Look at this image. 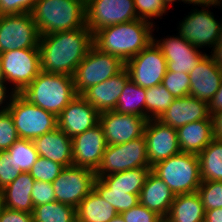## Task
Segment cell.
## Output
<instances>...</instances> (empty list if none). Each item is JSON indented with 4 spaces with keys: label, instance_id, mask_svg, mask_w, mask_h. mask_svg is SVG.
<instances>
[{
    "label": "cell",
    "instance_id": "cell-1",
    "mask_svg": "<svg viewBox=\"0 0 222 222\" xmlns=\"http://www.w3.org/2000/svg\"><path fill=\"white\" fill-rule=\"evenodd\" d=\"M93 45V34L86 27L41 35V71L74 76L77 66Z\"/></svg>",
    "mask_w": 222,
    "mask_h": 222
},
{
    "label": "cell",
    "instance_id": "cell-2",
    "mask_svg": "<svg viewBox=\"0 0 222 222\" xmlns=\"http://www.w3.org/2000/svg\"><path fill=\"white\" fill-rule=\"evenodd\" d=\"M154 26L143 19L110 25L93 34V45L126 62L153 42Z\"/></svg>",
    "mask_w": 222,
    "mask_h": 222
},
{
    "label": "cell",
    "instance_id": "cell-3",
    "mask_svg": "<svg viewBox=\"0 0 222 222\" xmlns=\"http://www.w3.org/2000/svg\"><path fill=\"white\" fill-rule=\"evenodd\" d=\"M31 15L40 35L86 26L83 0H38Z\"/></svg>",
    "mask_w": 222,
    "mask_h": 222
},
{
    "label": "cell",
    "instance_id": "cell-4",
    "mask_svg": "<svg viewBox=\"0 0 222 222\" xmlns=\"http://www.w3.org/2000/svg\"><path fill=\"white\" fill-rule=\"evenodd\" d=\"M21 94L31 103L56 116L77 96L72 76L43 71Z\"/></svg>",
    "mask_w": 222,
    "mask_h": 222
},
{
    "label": "cell",
    "instance_id": "cell-5",
    "mask_svg": "<svg viewBox=\"0 0 222 222\" xmlns=\"http://www.w3.org/2000/svg\"><path fill=\"white\" fill-rule=\"evenodd\" d=\"M174 195L194 193L201 185L197 154L180 152L157 162L151 169Z\"/></svg>",
    "mask_w": 222,
    "mask_h": 222
},
{
    "label": "cell",
    "instance_id": "cell-6",
    "mask_svg": "<svg viewBox=\"0 0 222 222\" xmlns=\"http://www.w3.org/2000/svg\"><path fill=\"white\" fill-rule=\"evenodd\" d=\"M7 111L21 139L33 140L58 127L55 114L31 103L21 93L15 94Z\"/></svg>",
    "mask_w": 222,
    "mask_h": 222
},
{
    "label": "cell",
    "instance_id": "cell-7",
    "mask_svg": "<svg viewBox=\"0 0 222 222\" xmlns=\"http://www.w3.org/2000/svg\"><path fill=\"white\" fill-rule=\"evenodd\" d=\"M211 6V7H210ZM218 5H201L192 8L188 15L178 21V35L183 37L194 47L205 49L209 47L211 52L219 41L222 18L217 20L216 15L211 11L212 7L217 8ZM210 9V10H209ZM220 20V21H219Z\"/></svg>",
    "mask_w": 222,
    "mask_h": 222
},
{
    "label": "cell",
    "instance_id": "cell-8",
    "mask_svg": "<svg viewBox=\"0 0 222 222\" xmlns=\"http://www.w3.org/2000/svg\"><path fill=\"white\" fill-rule=\"evenodd\" d=\"M124 68L125 62L121 58L92 45L73 76L76 94L82 95L88 88L108 80Z\"/></svg>",
    "mask_w": 222,
    "mask_h": 222
},
{
    "label": "cell",
    "instance_id": "cell-9",
    "mask_svg": "<svg viewBox=\"0 0 222 222\" xmlns=\"http://www.w3.org/2000/svg\"><path fill=\"white\" fill-rule=\"evenodd\" d=\"M138 167H151L148 162L145 137L127 143L107 145L102 161L95 171L96 178L108 174L124 172Z\"/></svg>",
    "mask_w": 222,
    "mask_h": 222
},
{
    "label": "cell",
    "instance_id": "cell-10",
    "mask_svg": "<svg viewBox=\"0 0 222 222\" xmlns=\"http://www.w3.org/2000/svg\"><path fill=\"white\" fill-rule=\"evenodd\" d=\"M5 81L21 93L41 72L40 49H16L0 54Z\"/></svg>",
    "mask_w": 222,
    "mask_h": 222
},
{
    "label": "cell",
    "instance_id": "cell-11",
    "mask_svg": "<svg viewBox=\"0 0 222 222\" xmlns=\"http://www.w3.org/2000/svg\"><path fill=\"white\" fill-rule=\"evenodd\" d=\"M40 33L31 13L0 15V54L39 49Z\"/></svg>",
    "mask_w": 222,
    "mask_h": 222
},
{
    "label": "cell",
    "instance_id": "cell-12",
    "mask_svg": "<svg viewBox=\"0 0 222 222\" xmlns=\"http://www.w3.org/2000/svg\"><path fill=\"white\" fill-rule=\"evenodd\" d=\"M96 173L87 167H64L52 182L56 201L70 205L75 209L79 203L94 189Z\"/></svg>",
    "mask_w": 222,
    "mask_h": 222
},
{
    "label": "cell",
    "instance_id": "cell-13",
    "mask_svg": "<svg viewBox=\"0 0 222 222\" xmlns=\"http://www.w3.org/2000/svg\"><path fill=\"white\" fill-rule=\"evenodd\" d=\"M130 80L144 89L162 83L167 61L154 42L125 62Z\"/></svg>",
    "mask_w": 222,
    "mask_h": 222
},
{
    "label": "cell",
    "instance_id": "cell-14",
    "mask_svg": "<svg viewBox=\"0 0 222 222\" xmlns=\"http://www.w3.org/2000/svg\"><path fill=\"white\" fill-rule=\"evenodd\" d=\"M86 27L94 34L101 28L138 19L134 0H88Z\"/></svg>",
    "mask_w": 222,
    "mask_h": 222
},
{
    "label": "cell",
    "instance_id": "cell-15",
    "mask_svg": "<svg viewBox=\"0 0 222 222\" xmlns=\"http://www.w3.org/2000/svg\"><path fill=\"white\" fill-rule=\"evenodd\" d=\"M157 29L159 31V25L154 26L153 42L161 50L167 61V71L190 73L207 54L206 51L204 52V50L194 47L178 34L164 36L163 38L160 37L159 39L154 34L155 30L158 32Z\"/></svg>",
    "mask_w": 222,
    "mask_h": 222
},
{
    "label": "cell",
    "instance_id": "cell-16",
    "mask_svg": "<svg viewBox=\"0 0 222 222\" xmlns=\"http://www.w3.org/2000/svg\"><path fill=\"white\" fill-rule=\"evenodd\" d=\"M147 121L142 116L119 113L115 110L102 112L99 116L107 145L127 143L144 136Z\"/></svg>",
    "mask_w": 222,
    "mask_h": 222
},
{
    "label": "cell",
    "instance_id": "cell-17",
    "mask_svg": "<svg viewBox=\"0 0 222 222\" xmlns=\"http://www.w3.org/2000/svg\"><path fill=\"white\" fill-rule=\"evenodd\" d=\"M147 157L152 167L157 162L180 153L177 130L158 119L148 120L144 129Z\"/></svg>",
    "mask_w": 222,
    "mask_h": 222
},
{
    "label": "cell",
    "instance_id": "cell-18",
    "mask_svg": "<svg viewBox=\"0 0 222 222\" xmlns=\"http://www.w3.org/2000/svg\"><path fill=\"white\" fill-rule=\"evenodd\" d=\"M72 140L73 165L96 171L102 161L107 143L100 123Z\"/></svg>",
    "mask_w": 222,
    "mask_h": 222
},
{
    "label": "cell",
    "instance_id": "cell-19",
    "mask_svg": "<svg viewBox=\"0 0 222 222\" xmlns=\"http://www.w3.org/2000/svg\"><path fill=\"white\" fill-rule=\"evenodd\" d=\"M100 113L77 95L57 116L58 128L73 138L99 123Z\"/></svg>",
    "mask_w": 222,
    "mask_h": 222
},
{
    "label": "cell",
    "instance_id": "cell-20",
    "mask_svg": "<svg viewBox=\"0 0 222 222\" xmlns=\"http://www.w3.org/2000/svg\"><path fill=\"white\" fill-rule=\"evenodd\" d=\"M189 77V95L209 103L222 82V68L215 63L211 54H206L189 73Z\"/></svg>",
    "mask_w": 222,
    "mask_h": 222
},
{
    "label": "cell",
    "instance_id": "cell-21",
    "mask_svg": "<svg viewBox=\"0 0 222 222\" xmlns=\"http://www.w3.org/2000/svg\"><path fill=\"white\" fill-rule=\"evenodd\" d=\"M130 80L126 68L118 74L88 88L81 96L99 113L113 111L124 86Z\"/></svg>",
    "mask_w": 222,
    "mask_h": 222
},
{
    "label": "cell",
    "instance_id": "cell-22",
    "mask_svg": "<svg viewBox=\"0 0 222 222\" xmlns=\"http://www.w3.org/2000/svg\"><path fill=\"white\" fill-rule=\"evenodd\" d=\"M212 119L208 103L191 95L175 98L165 113L158 119L174 129L198 120Z\"/></svg>",
    "mask_w": 222,
    "mask_h": 222
},
{
    "label": "cell",
    "instance_id": "cell-23",
    "mask_svg": "<svg viewBox=\"0 0 222 222\" xmlns=\"http://www.w3.org/2000/svg\"><path fill=\"white\" fill-rule=\"evenodd\" d=\"M40 157L52 160L63 167L73 165L72 140L58 127L32 140Z\"/></svg>",
    "mask_w": 222,
    "mask_h": 222
},
{
    "label": "cell",
    "instance_id": "cell-24",
    "mask_svg": "<svg viewBox=\"0 0 222 222\" xmlns=\"http://www.w3.org/2000/svg\"><path fill=\"white\" fill-rule=\"evenodd\" d=\"M174 198L171 189L151 170L139 195L140 204L165 219Z\"/></svg>",
    "mask_w": 222,
    "mask_h": 222
},
{
    "label": "cell",
    "instance_id": "cell-25",
    "mask_svg": "<svg viewBox=\"0 0 222 222\" xmlns=\"http://www.w3.org/2000/svg\"><path fill=\"white\" fill-rule=\"evenodd\" d=\"M181 152L199 154L213 140V121L203 119L176 129Z\"/></svg>",
    "mask_w": 222,
    "mask_h": 222
},
{
    "label": "cell",
    "instance_id": "cell-26",
    "mask_svg": "<svg viewBox=\"0 0 222 222\" xmlns=\"http://www.w3.org/2000/svg\"><path fill=\"white\" fill-rule=\"evenodd\" d=\"M34 181L29 172L21 173L12 183L0 190L2 206L32 214L34 205L31 193Z\"/></svg>",
    "mask_w": 222,
    "mask_h": 222
},
{
    "label": "cell",
    "instance_id": "cell-27",
    "mask_svg": "<svg viewBox=\"0 0 222 222\" xmlns=\"http://www.w3.org/2000/svg\"><path fill=\"white\" fill-rule=\"evenodd\" d=\"M205 209L198 192L175 195L164 222H204Z\"/></svg>",
    "mask_w": 222,
    "mask_h": 222
},
{
    "label": "cell",
    "instance_id": "cell-28",
    "mask_svg": "<svg viewBox=\"0 0 222 222\" xmlns=\"http://www.w3.org/2000/svg\"><path fill=\"white\" fill-rule=\"evenodd\" d=\"M114 207L93 189L76 208V217L82 222H109L117 215Z\"/></svg>",
    "mask_w": 222,
    "mask_h": 222
},
{
    "label": "cell",
    "instance_id": "cell-29",
    "mask_svg": "<svg viewBox=\"0 0 222 222\" xmlns=\"http://www.w3.org/2000/svg\"><path fill=\"white\" fill-rule=\"evenodd\" d=\"M198 159L201 181H222V141L213 139Z\"/></svg>",
    "mask_w": 222,
    "mask_h": 222
},
{
    "label": "cell",
    "instance_id": "cell-30",
    "mask_svg": "<svg viewBox=\"0 0 222 222\" xmlns=\"http://www.w3.org/2000/svg\"><path fill=\"white\" fill-rule=\"evenodd\" d=\"M152 167H138L124 172L108 174L99 178L108 188L129 190L130 194H140Z\"/></svg>",
    "mask_w": 222,
    "mask_h": 222
},
{
    "label": "cell",
    "instance_id": "cell-31",
    "mask_svg": "<svg viewBox=\"0 0 222 222\" xmlns=\"http://www.w3.org/2000/svg\"><path fill=\"white\" fill-rule=\"evenodd\" d=\"M146 89L129 80L119 96L116 112L145 118Z\"/></svg>",
    "mask_w": 222,
    "mask_h": 222
},
{
    "label": "cell",
    "instance_id": "cell-32",
    "mask_svg": "<svg viewBox=\"0 0 222 222\" xmlns=\"http://www.w3.org/2000/svg\"><path fill=\"white\" fill-rule=\"evenodd\" d=\"M94 190L106 202L110 203L118 214L128 211L140 203V194H130L129 190L108 188L99 178H96Z\"/></svg>",
    "mask_w": 222,
    "mask_h": 222
},
{
    "label": "cell",
    "instance_id": "cell-33",
    "mask_svg": "<svg viewBox=\"0 0 222 222\" xmlns=\"http://www.w3.org/2000/svg\"><path fill=\"white\" fill-rule=\"evenodd\" d=\"M33 222H72L76 209L70 205L53 201L35 206L32 212Z\"/></svg>",
    "mask_w": 222,
    "mask_h": 222
},
{
    "label": "cell",
    "instance_id": "cell-34",
    "mask_svg": "<svg viewBox=\"0 0 222 222\" xmlns=\"http://www.w3.org/2000/svg\"><path fill=\"white\" fill-rule=\"evenodd\" d=\"M175 97L161 84L146 89L145 118L159 119Z\"/></svg>",
    "mask_w": 222,
    "mask_h": 222
},
{
    "label": "cell",
    "instance_id": "cell-35",
    "mask_svg": "<svg viewBox=\"0 0 222 222\" xmlns=\"http://www.w3.org/2000/svg\"><path fill=\"white\" fill-rule=\"evenodd\" d=\"M7 152L13 157L22 173L29 172L39 157L32 140L28 139L19 138Z\"/></svg>",
    "mask_w": 222,
    "mask_h": 222
},
{
    "label": "cell",
    "instance_id": "cell-36",
    "mask_svg": "<svg viewBox=\"0 0 222 222\" xmlns=\"http://www.w3.org/2000/svg\"><path fill=\"white\" fill-rule=\"evenodd\" d=\"M134 7L138 19L149 21L153 25H156L154 20L159 17L161 20L169 12L163 0H134Z\"/></svg>",
    "mask_w": 222,
    "mask_h": 222
},
{
    "label": "cell",
    "instance_id": "cell-37",
    "mask_svg": "<svg viewBox=\"0 0 222 222\" xmlns=\"http://www.w3.org/2000/svg\"><path fill=\"white\" fill-rule=\"evenodd\" d=\"M197 192L205 211L222 208V181H201Z\"/></svg>",
    "mask_w": 222,
    "mask_h": 222
},
{
    "label": "cell",
    "instance_id": "cell-38",
    "mask_svg": "<svg viewBox=\"0 0 222 222\" xmlns=\"http://www.w3.org/2000/svg\"><path fill=\"white\" fill-rule=\"evenodd\" d=\"M63 168L62 165L39 156L29 173L36 181L52 183Z\"/></svg>",
    "mask_w": 222,
    "mask_h": 222
},
{
    "label": "cell",
    "instance_id": "cell-39",
    "mask_svg": "<svg viewBox=\"0 0 222 222\" xmlns=\"http://www.w3.org/2000/svg\"><path fill=\"white\" fill-rule=\"evenodd\" d=\"M161 85H163L175 98L189 95V73L167 71Z\"/></svg>",
    "mask_w": 222,
    "mask_h": 222
},
{
    "label": "cell",
    "instance_id": "cell-40",
    "mask_svg": "<svg viewBox=\"0 0 222 222\" xmlns=\"http://www.w3.org/2000/svg\"><path fill=\"white\" fill-rule=\"evenodd\" d=\"M18 139L12 116L8 111L0 112V151H7Z\"/></svg>",
    "mask_w": 222,
    "mask_h": 222
},
{
    "label": "cell",
    "instance_id": "cell-41",
    "mask_svg": "<svg viewBox=\"0 0 222 222\" xmlns=\"http://www.w3.org/2000/svg\"><path fill=\"white\" fill-rule=\"evenodd\" d=\"M21 173L13 157L7 151H0V190L12 183Z\"/></svg>",
    "mask_w": 222,
    "mask_h": 222
},
{
    "label": "cell",
    "instance_id": "cell-42",
    "mask_svg": "<svg viewBox=\"0 0 222 222\" xmlns=\"http://www.w3.org/2000/svg\"><path fill=\"white\" fill-rule=\"evenodd\" d=\"M121 216L126 222H164L160 215L140 203L121 213Z\"/></svg>",
    "mask_w": 222,
    "mask_h": 222
},
{
    "label": "cell",
    "instance_id": "cell-43",
    "mask_svg": "<svg viewBox=\"0 0 222 222\" xmlns=\"http://www.w3.org/2000/svg\"><path fill=\"white\" fill-rule=\"evenodd\" d=\"M31 197L34 207L56 201L55 191L51 182L35 180Z\"/></svg>",
    "mask_w": 222,
    "mask_h": 222
},
{
    "label": "cell",
    "instance_id": "cell-44",
    "mask_svg": "<svg viewBox=\"0 0 222 222\" xmlns=\"http://www.w3.org/2000/svg\"><path fill=\"white\" fill-rule=\"evenodd\" d=\"M38 0H0V15L31 13Z\"/></svg>",
    "mask_w": 222,
    "mask_h": 222
},
{
    "label": "cell",
    "instance_id": "cell-45",
    "mask_svg": "<svg viewBox=\"0 0 222 222\" xmlns=\"http://www.w3.org/2000/svg\"><path fill=\"white\" fill-rule=\"evenodd\" d=\"M0 222H33V215L25 211L6 208L0 209Z\"/></svg>",
    "mask_w": 222,
    "mask_h": 222
},
{
    "label": "cell",
    "instance_id": "cell-46",
    "mask_svg": "<svg viewBox=\"0 0 222 222\" xmlns=\"http://www.w3.org/2000/svg\"><path fill=\"white\" fill-rule=\"evenodd\" d=\"M15 94L16 92L10 88L7 82H0V112L7 111Z\"/></svg>",
    "mask_w": 222,
    "mask_h": 222
},
{
    "label": "cell",
    "instance_id": "cell-47",
    "mask_svg": "<svg viewBox=\"0 0 222 222\" xmlns=\"http://www.w3.org/2000/svg\"><path fill=\"white\" fill-rule=\"evenodd\" d=\"M208 108H209L210 115H213L216 112H219L222 110V82L220 84L218 91L209 101Z\"/></svg>",
    "mask_w": 222,
    "mask_h": 222
},
{
    "label": "cell",
    "instance_id": "cell-48",
    "mask_svg": "<svg viewBox=\"0 0 222 222\" xmlns=\"http://www.w3.org/2000/svg\"><path fill=\"white\" fill-rule=\"evenodd\" d=\"M213 121V139L222 141V110L211 115Z\"/></svg>",
    "mask_w": 222,
    "mask_h": 222
},
{
    "label": "cell",
    "instance_id": "cell-49",
    "mask_svg": "<svg viewBox=\"0 0 222 222\" xmlns=\"http://www.w3.org/2000/svg\"><path fill=\"white\" fill-rule=\"evenodd\" d=\"M204 222H222V208L206 210Z\"/></svg>",
    "mask_w": 222,
    "mask_h": 222
},
{
    "label": "cell",
    "instance_id": "cell-50",
    "mask_svg": "<svg viewBox=\"0 0 222 222\" xmlns=\"http://www.w3.org/2000/svg\"><path fill=\"white\" fill-rule=\"evenodd\" d=\"M215 60V63L222 68V44H216L212 52H210Z\"/></svg>",
    "mask_w": 222,
    "mask_h": 222
},
{
    "label": "cell",
    "instance_id": "cell-51",
    "mask_svg": "<svg viewBox=\"0 0 222 222\" xmlns=\"http://www.w3.org/2000/svg\"><path fill=\"white\" fill-rule=\"evenodd\" d=\"M220 0H185V4L194 6H201V5H218Z\"/></svg>",
    "mask_w": 222,
    "mask_h": 222
},
{
    "label": "cell",
    "instance_id": "cell-52",
    "mask_svg": "<svg viewBox=\"0 0 222 222\" xmlns=\"http://www.w3.org/2000/svg\"><path fill=\"white\" fill-rule=\"evenodd\" d=\"M178 1V2H177ZM164 4L166 5V7L170 10V7H172L171 5L173 4L174 5V2H177V3H181L183 2L185 4V0H163Z\"/></svg>",
    "mask_w": 222,
    "mask_h": 222
},
{
    "label": "cell",
    "instance_id": "cell-53",
    "mask_svg": "<svg viewBox=\"0 0 222 222\" xmlns=\"http://www.w3.org/2000/svg\"><path fill=\"white\" fill-rule=\"evenodd\" d=\"M109 222H126L121 214H117L114 218H112Z\"/></svg>",
    "mask_w": 222,
    "mask_h": 222
},
{
    "label": "cell",
    "instance_id": "cell-54",
    "mask_svg": "<svg viewBox=\"0 0 222 222\" xmlns=\"http://www.w3.org/2000/svg\"><path fill=\"white\" fill-rule=\"evenodd\" d=\"M0 82H6V81H5L4 74H3L2 63H1V57H0Z\"/></svg>",
    "mask_w": 222,
    "mask_h": 222
},
{
    "label": "cell",
    "instance_id": "cell-55",
    "mask_svg": "<svg viewBox=\"0 0 222 222\" xmlns=\"http://www.w3.org/2000/svg\"><path fill=\"white\" fill-rule=\"evenodd\" d=\"M216 44H222V23H221L219 41Z\"/></svg>",
    "mask_w": 222,
    "mask_h": 222
},
{
    "label": "cell",
    "instance_id": "cell-56",
    "mask_svg": "<svg viewBox=\"0 0 222 222\" xmlns=\"http://www.w3.org/2000/svg\"><path fill=\"white\" fill-rule=\"evenodd\" d=\"M72 222H82V221L79 220L77 217H75V219Z\"/></svg>",
    "mask_w": 222,
    "mask_h": 222
},
{
    "label": "cell",
    "instance_id": "cell-57",
    "mask_svg": "<svg viewBox=\"0 0 222 222\" xmlns=\"http://www.w3.org/2000/svg\"><path fill=\"white\" fill-rule=\"evenodd\" d=\"M218 7H219L218 9H222V0H220Z\"/></svg>",
    "mask_w": 222,
    "mask_h": 222
}]
</instances>
